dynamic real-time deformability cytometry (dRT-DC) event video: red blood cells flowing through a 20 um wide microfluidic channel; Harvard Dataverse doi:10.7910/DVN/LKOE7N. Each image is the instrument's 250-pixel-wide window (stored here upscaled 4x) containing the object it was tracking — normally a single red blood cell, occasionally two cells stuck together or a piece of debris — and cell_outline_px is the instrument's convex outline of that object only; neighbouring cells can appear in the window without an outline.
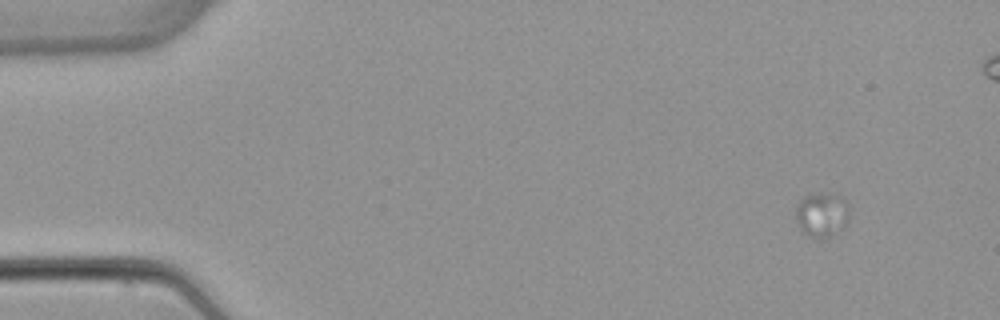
{"species": "common noctule bat (a hibernating species)", "species_latin": "Nyctalus noctula", "temperature_condition": "warm", "stored_images_in_passage": 6, "camera_frame_rate_fps": 3000, "um_per_image_px": 0.085, "animal": {"sex": "female", "body_mass_g": 22.7, "forearm_length_mm": 54.2}, "frame": {"image": 1, "passage_image": 1, "time_ms": 0.0, "image_size_px": [1000, 320], "cell_outline_px": [[848, 220], [844, 228], [824, 240], [820, 240], [808, 236], [800, 228], [796, 220], [796, 208], [800, 200], [808, 192], [828, 192], [844, 200], [848, 204]], "centroid_in_image_um": [69.84, 18.25], "position_along_channel_um": 15.2, "area_um2": 14.28}}